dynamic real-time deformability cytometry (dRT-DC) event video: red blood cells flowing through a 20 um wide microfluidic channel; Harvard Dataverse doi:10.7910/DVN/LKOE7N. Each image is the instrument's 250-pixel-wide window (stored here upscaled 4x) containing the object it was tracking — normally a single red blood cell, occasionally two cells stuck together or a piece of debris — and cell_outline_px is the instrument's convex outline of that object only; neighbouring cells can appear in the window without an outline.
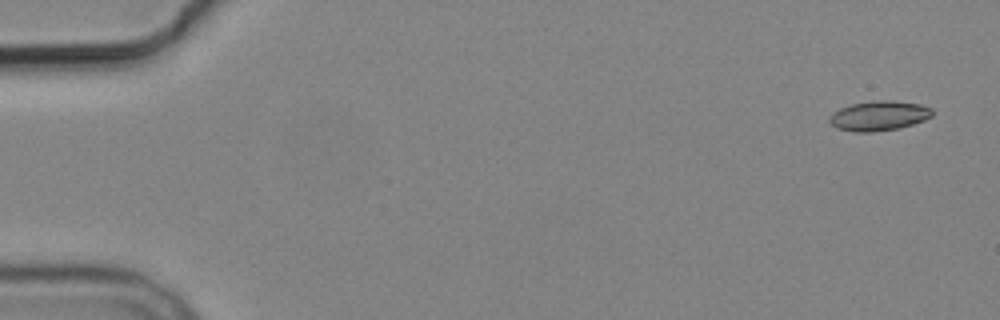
{"species": "common noctule bat (a hibernating species)", "species_latin": "Nyctalus noctula", "temperature_condition": "cold", "stored_images_in_passage": 5, "camera_frame_rate_fps": 3000, "um_per_image_px": 0.085, "animal": {"sex": "male", "body_mass_g": 19.2, "forearm_length_mm": 51.8}, "frame": {"image": 1, "passage_image": 1, "time_ms": 0.0, "image_size_px": [1000, 320], "cell_outline_px": [[932, 116], [924, 120], [912, 124], [896, 128], [872, 132], [856, 132], [836, 128], [828, 120], [828, 116], [840, 108], [852, 104], [876, 100], [892, 100], [920, 104], [932, 108]], "centroid_in_image_um": [74.69, 9.83], "position_along_channel_um": 10.3, "area_um2": 17.74}}